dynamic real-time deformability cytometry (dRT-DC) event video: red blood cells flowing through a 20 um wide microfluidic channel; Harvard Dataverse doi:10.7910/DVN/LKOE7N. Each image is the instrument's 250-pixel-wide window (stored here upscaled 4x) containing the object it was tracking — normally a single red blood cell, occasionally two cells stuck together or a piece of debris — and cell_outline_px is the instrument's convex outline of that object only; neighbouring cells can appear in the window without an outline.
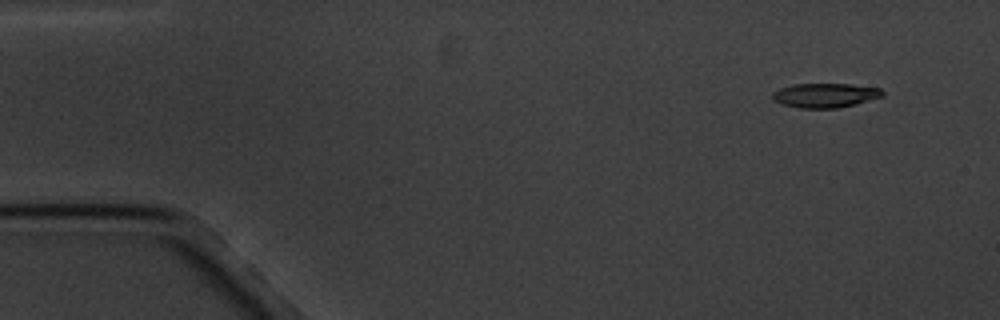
{"species": "common noctule bat (a hibernating species)", "species_latin": "Nyctalus noctula", "temperature_condition": "cold", "stored_images_in_passage": 4, "camera_frame_rate_fps": 3000, "um_per_image_px": 0.085, "animal": {"sex": "male", "body_mass_g": 20.1, "forearm_length_mm": 53.5}, "frame": {"image": 1, "passage_image": 1, "time_ms": 0.0, "image_size_px": [1000, 320], "cell_outline_px": [[884, 96], [836, 108], [800, 108], [784, 104], [772, 100], [772, 92], [780, 88], [792, 84], [852, 84], [880, 88], [884, 92]], "centroid_in_image_um": [70.11, 8.09], "position_along_channel_um": 14.9, "area_um2": 15.49}}